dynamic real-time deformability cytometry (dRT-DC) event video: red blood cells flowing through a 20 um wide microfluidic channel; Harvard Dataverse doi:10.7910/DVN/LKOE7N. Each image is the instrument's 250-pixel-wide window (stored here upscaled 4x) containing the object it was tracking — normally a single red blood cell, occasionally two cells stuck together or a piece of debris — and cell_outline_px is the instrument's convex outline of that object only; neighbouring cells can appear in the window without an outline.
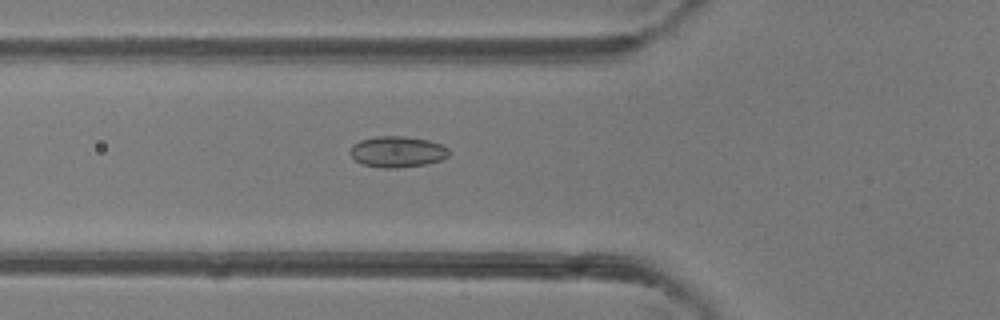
{"species": "common noctule bat (a hibernating species)", "species_latin": "Nyctalus noctula", "temperature_condition": "room temperature", "stored_images_in_passage": 49, "camera_frame_rate_fps": 3000, "um_per_image_px": 0.085, "animal": {"sex": "female"}, "frame": {"image": 1, "passage_image": 18, "time_ms": 5.667, "image_size_px": [1000, 320], "cell_outline_px": [[448, 156], [440, 160], [424, 164], [396, 168], [380, 168], [360, 164], [348, 152], [352, 144], [360, 140], [376, 136], [404, 136], [428, 140], [440, 144], [448, 148]], "centroid_in_image_um": [33.72, 12.9], "position_along_channel_um": 92.1, "area_um2": 17.92}}
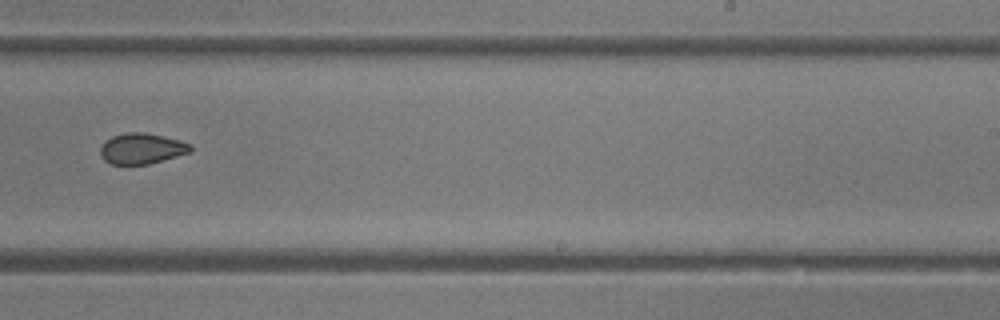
{"frame": {"image": 2, "passage_image": 31, "time_ms": 10.0, "image_size_px": [1000, 320], "cell_outline_px": [[192, 152], [148, 164], [112, 164], [104, 160], [100, 156], [100, 148], [104, 140], [112, 136], [128, 132], [144, 132], [180, 140], [192, 144]], "centroid_in_image_um": [12.04, 12.62], "position_along_channel_um": 277.0, "area_um2": 16.24}}
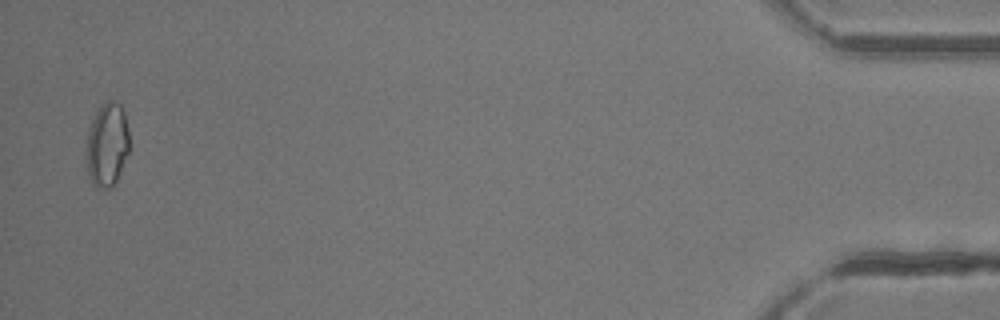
{"frame": {"image": 3, "passage_image": 48, "time_ms": 15.667, "image_size_px": [1000, 320], "cell_outline_px": [[128, 152], [116, 180], [112, 188], [104, 192], [88, 176], [84, 156], [88, 132], [92, 120], [96, 112], [104, 100], [112, 100], [120, 104], [124, 112], [128, 132]], "centroid_in_image_um": [9.07, 12.31], "position_along_channel_um": 426.1, "area_um2": 21.15}, "authors_computed_cell_mechanics": {"area_um2": 17.918, "velocity_mm_per_s": 4.2622, "shape_relaxation_time_tau1_ms": null, "shape_relaxation_time_tau2_ms": 1.6158, "deformation_change_tau1": null, "deformation_change_tau2": 0.0644}}